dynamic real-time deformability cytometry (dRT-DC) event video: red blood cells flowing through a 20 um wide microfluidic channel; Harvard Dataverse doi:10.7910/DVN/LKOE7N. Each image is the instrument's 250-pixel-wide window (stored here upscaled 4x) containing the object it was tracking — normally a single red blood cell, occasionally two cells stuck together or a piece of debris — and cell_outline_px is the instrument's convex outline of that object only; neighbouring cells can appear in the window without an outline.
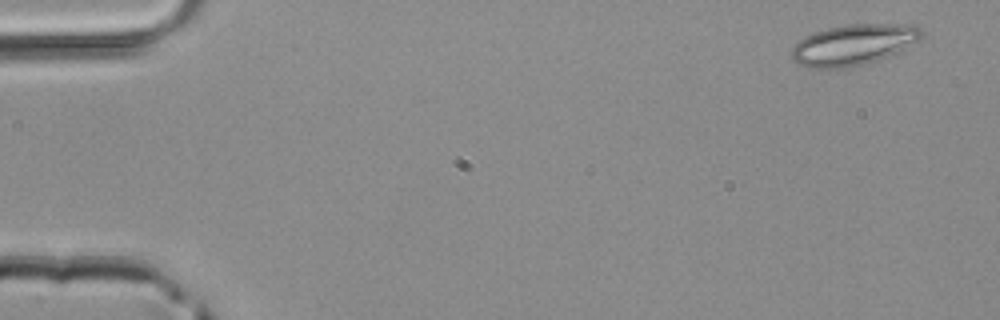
{"species": "common noctule bat (a hibernating species)", "species_latin": "Nyctalus noctula", "temperature_condition": "room temperature", "stored_images_in_passage": 4, "camera_frame_rate_fps": 3000, "um_per_image_px": 0.085, "animal": {"sex": "male", "body_mass_g": 20.4}, "frame": {"image": 1, "passage_image": 1, "time_ms": 0.0, "image_size_px": [1000, 320], "cell_outline_px": [[924, 36], [920, 40], [888, 56], [864, 64], [848, 68], [808, 68], [792, 60], [792, 48], [804, 36], [828, 28], [848, 24], [916, 24], [924, 32]], "centroid_in_image_um": [72.57, 3.79], "position_along_channel_um": 12.4, "area_um2": 30.92}}